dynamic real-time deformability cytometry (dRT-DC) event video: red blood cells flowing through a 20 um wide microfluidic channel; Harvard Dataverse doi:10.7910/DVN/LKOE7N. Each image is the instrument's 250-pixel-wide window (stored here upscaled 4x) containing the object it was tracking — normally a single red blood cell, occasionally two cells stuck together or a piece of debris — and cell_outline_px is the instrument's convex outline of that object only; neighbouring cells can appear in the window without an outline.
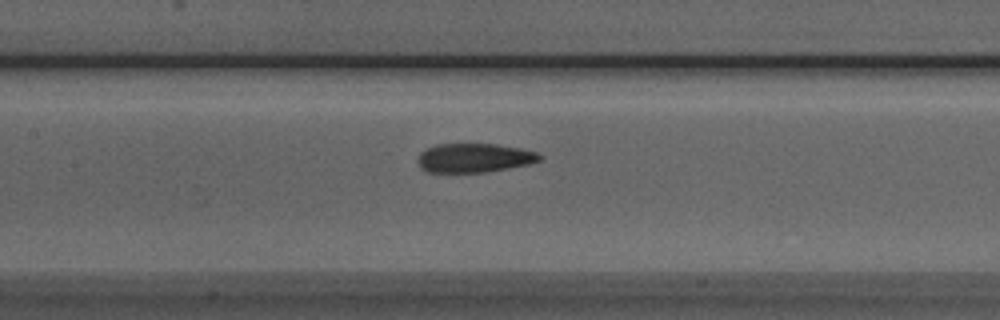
{"species": "Egyptian fruit bat (a non-hibernating species)", "species_latin": "Rousettus aegyptiacus", "temperature_condition": "room temperature", "stored_images_in_passage": 33, "camera_frame_rate_fps": 3000, "um_per_image_px": 0.085, "animal": {"sex": "male"}, "frame": {"image": 1, "passage_image": 10, "time_ms": 3.0, "image_size_px": [1000, 320], "cell_outline_px": [[544, 156], [540, 160], [528, 164], [508, 168], [484, 172], [424, 172], [420, 168], [420, 152], [424, 148], [436, 144], [496, 144], [520, 148], [536, 152]], "centroid_in_image_um": [40.3, 13.41], "position_along_channel_um": 167.1, "area_um2": 20.58}}
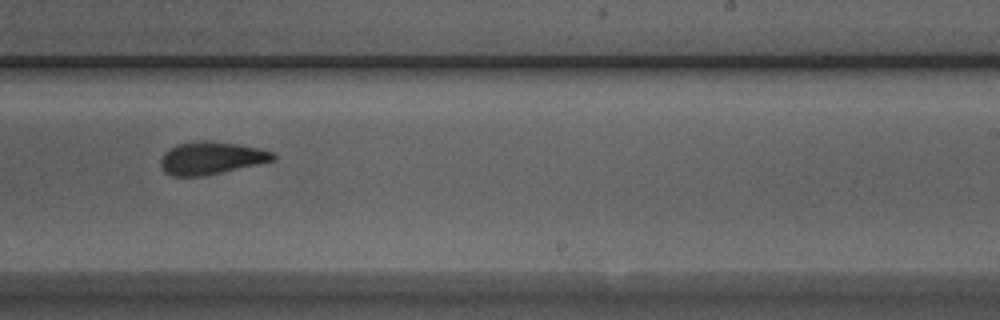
{"frame": {"image": 2, "passage_image": 18, "time_ms": 5.667, "image_size_px": [1000, 320], "cell_outline_px": [[276, 160], [204, 176], [172, 176], [164, 172], [160, 164], [160, 160], [164, 152], [176, 144], [200, 140], [204, 140], [236, 144], [260, 148], [272, 152], [276, 156]], "centroid_in_image_um": [17.93, 13.43], "position_along_channel_um": 271.1, "area_um2": 21.39}}
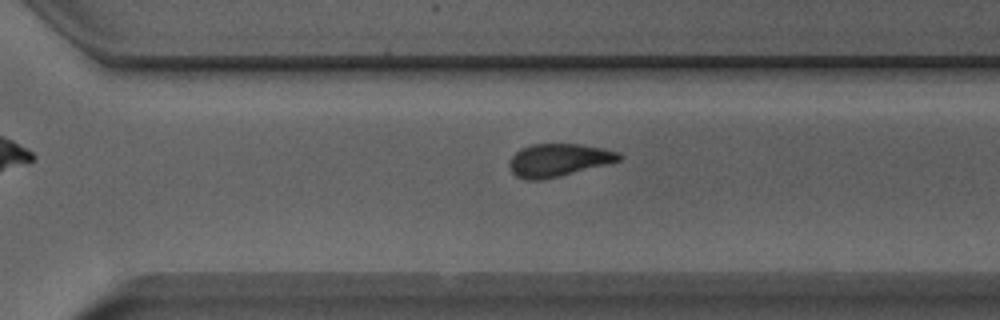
{"frame": {"image": 3, "passage_image": 22, "time_ms": 7.0, "image_size_px": [1000, 320], "cell_outline_px": [[624, 156], [620, 160], [560, 176], [540, 180], [524, 180], [516, 176], [512, 172], [508, 164], [508, 160], [520, 148], [532, 144], [580, 144], [620, 152]], "centroid_in_image_um": [47.43, 13.61], "position_along_channel_um": 323.2, "area_um2": 20.92}}